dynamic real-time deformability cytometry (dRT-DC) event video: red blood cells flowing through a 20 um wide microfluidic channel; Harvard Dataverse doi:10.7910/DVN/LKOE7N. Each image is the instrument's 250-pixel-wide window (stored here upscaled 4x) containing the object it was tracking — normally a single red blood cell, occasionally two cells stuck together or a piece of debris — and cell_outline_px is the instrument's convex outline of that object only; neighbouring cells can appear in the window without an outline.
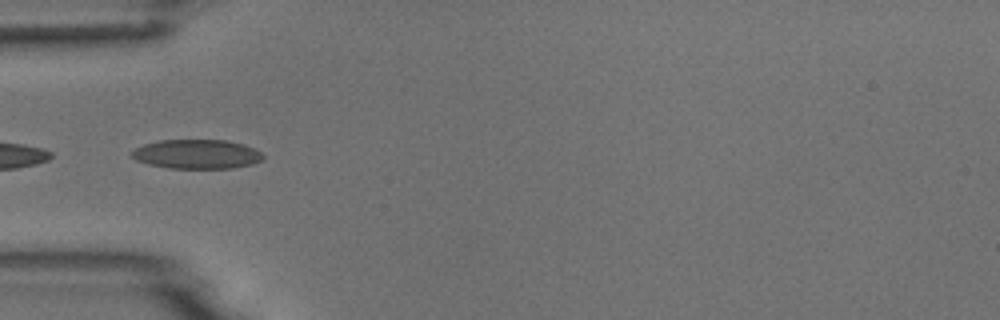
{"species": "common noctule bat (a hibernating species)", "species_latin": "Nyctalus noctula", "temperature_condition": "room temperature", "stored_images_in_passage": 7, "camera_frame_rate_fps": 3000, "um_per_image_px": 0.085, "animal": {"sex": "male", "body_mass_g": 18.8}, "frame": {"image": 1, "passage_image": 5, "time_ms": 4.667, "image_size_px": [1000, 320], "cell_outline_px": [[264, 160], [252, 164], [232, 168], [168, 168], [148, 164], [136, 160], [128, 152], [144, 144], [160, 140], [224, 140], [244, 144], [260, 152], [264, 156]], "centroid_in_image_um": [16.71, 13.1], "position_along_channel_um": 68.3, "area_um2": 22.43}}